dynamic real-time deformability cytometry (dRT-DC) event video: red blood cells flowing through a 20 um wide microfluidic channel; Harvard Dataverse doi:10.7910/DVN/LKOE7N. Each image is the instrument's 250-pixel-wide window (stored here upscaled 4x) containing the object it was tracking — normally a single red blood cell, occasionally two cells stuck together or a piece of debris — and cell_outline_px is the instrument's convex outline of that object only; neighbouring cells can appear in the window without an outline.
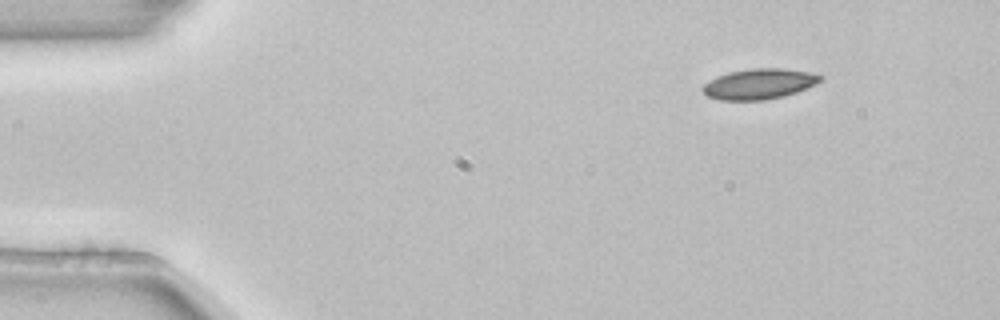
{"species": "common noctule bat (a hibernating species)", "species_latin": "Nyctalus noctula", "temperature_condition": "room temperature", "stored_images_in_passage": 4, "segment_of_instrument_passage": [2, 2], "camera_frame_rate_fps": 3000, "um_per_image_px": 0.085, "animal": {"sex": "female", "body_mass_g": 22.7, "forearm_length_mm": 54.2}, "frame": {"image": 1, "passage_image": 4, "time_ms": 1.0, "image_size_px": [1000, 320], "cell_outline_px": [[824, 76], [820, 80], [796, 92], [784, 96], [764, 100], [720, 100], [708, 96], [700, 88], [704, 84], [716, 76], [728, 72], [748, 68], [784, 68], [808, 72]], "centroid_in_image_um": [64.47, 7.12], "position_along_channel_um": 20.5, "area_um2": 20.75}}